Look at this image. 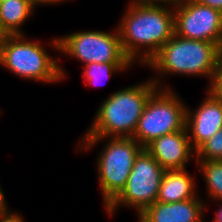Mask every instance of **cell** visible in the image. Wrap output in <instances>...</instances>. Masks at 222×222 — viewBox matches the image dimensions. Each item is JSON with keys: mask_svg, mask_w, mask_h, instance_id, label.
<instances>
[{"mask_svg": "<svg viewBox=\"0 0 222 222\" xmlns=\"http://www.w3.org/2000/svg\"><path fill=\"white\" fill-rule=\"evenodd\" d=\"M116 24L125 55L146 66L175 34L174 4L129 3Z\"/></svg>", "mask_w": 222, "mask_h": 222, "instance_id": "1", "label": "cell"}, {"mask_svg": "<svg viewBox=\"0 0 222 222\" xmlns=\"http://www.w3.org/2000/svg\"><path fill=\"white\" fill-rule=\"evenodd\" d=\"M221 59L222 49L216 43L186 39L174 34L145 67L155 73L150 78L158 88H171L163 78L174 74L205 77L210 81L208 88Z\"/></svg>", "mask_w": 222, "mask_h": 222, "instance_id": "2", "label": "cell"}, {"mask_svg": "<svg viewBox=\"0 0 222 222\" xmlns=\"http://www.w3.org/2000/svg\"><path fill=\"white\" fill-rule=\"evenodd\" d=\"M158 88L151 78L126 86L100 103L82 136L132 137L151 94Z\"/></svg>", "mask_w": 222, "mask_h": 222, "instance_id": "3", "label": "cell"}, {"mask_svg": "<svg viewBox=\"0 0 222 222\" xmlns=\"http://www.w3.org/2000/svg\"><path fill=\"white\" fill-rule=\"evenodd\" d=\"M100 142L105 144L95 166L105 209L125 188L135 159L144 148L132 137L81 136L75 152L90 151Z\"/></svg>", "mask_w": 222, "mask_h": 222, "instance_id": "4", "label": "cell"}, {"mask_svg": "<svg viewBox=\"0 0 222 222\" xmlns=\"http://www.w3.org/2000/svg\"><path fill=\"white\" fill-rule=\"evenodd\" d=\"M41 42L26 34L0 36V67L23 80L50 85L64 81L67 71L59 64V55L50 56Z\"/></svg>", "mask_w": 222, "mask_h": 222, "instance_id": "5", "label": "cell"}, {"mask_svg": "<svg viewBox=\"0 0 222 222\" xmlns=\"http://www.w3.org/2000/svg\"><path fill=\"white\" fill-rule=\"evenodd\" d=\"M186 106L173 88H157L148 99L132 138L145 148L160 136L184 130Z\"/></svg>", "mask_w": 222, "mask_h": 222, "instance_id": "6", "label": "cell"}, {"mask_svg": "<svg viewBox=\"0 0 222 222\" xmlns=\"http://www.w3.org/2000/svg\"><path fill=\"white\" fill-rule=\"evenodd\" d=\"M113 31L88 30L55 36L49 41L58 54L89 63L132 62L124 53L117 27Z\"/></svg>", "mask_w": 222, "mask_h": 222, "instance_id": "7", "label": "cell"}, {"mask_svg": "<svg viewBox=\"0 0 222 222\" xmlns=\"http://www.w3.org/2000/svg\"><path fill=\"white\" fill-rule=\"evenodd\" d=\"M164 173L165 169L144 148L135 159L125 188L104 209L106 215L113 217L119 207L132 208L140 215L157 201Z\"/></svg>", "mask_w": 222, "mask_h": 222, "instance_id": "8", "label": "cell"}, {"mask_svg": "<svg viewBox=\"0 0 222 222\" xmlns=\"http://www.w3.org/2000/svg\"><path fill=\"white\" fill-rule=\"evenodd\" d=\"M175 34L186 39L216 43L222 49V12L195 0L174 4Z\"/></svg>", "mask_w": 222, "mask_h": 222, "instance_id": "9", "label": "cell"}, {"mask_svg": "<svg viewBox=\"0 0 222 222\" xmlns=\"http://www.w3.org/2000/svg\"><path fill=\"white\" fill-rule=\"evenodd\" d=\"M205 91V98L195 110L186 106L185 128L194 150L222 128V100L209 89Z\"/></svg>", "mask_w": 222, "mask_h": 222, "instance_id": "10", "label": "cell"}, {"mask_svg": "<svg viewBox=\"0 0 222 222\" xmlns=\"http://www.w3.org/2000/svg\"><path fill=\"white\" fill-rule=\"evenodd\" d=\"M145 149L165 170L186 169L192 160L195 162L186 128L154 139Z\"/></svg>", "mask_w": 222, "mask_h": 222, "instance_id": "11", "label": "cell"}, {"mask_svg": "<svg viewBox=\"0 0 222 222\" xmlns=\"http://www.w3.org/2000/svg\"><path fill=\"white\" fill-rule=\"evenodd\" d=\"M207 204L199 195L172 203L156 201L138 215L137 219L138 222H206L204 214L208 209Z\"/></svg>", "mask_w": 222, "mask_h": 222, "instance_id": "12", "label": "cell"}, {"mask_svg": "<svg viewBox=\"0 0 222 222\" xmlns=\"http://www.w3.org/2000/svg\"><path fill=\"white\" fill-rule=\"evenodd\" d=\"M186 169L165 170L159 187L157 201L172 203L197 197L196 176Z\"/></svg>", "mask_w": 222, "mask_h": 222, "instance_id": "13", "label": "cell"}, {"mask_svg": "<svg viewBox=\"0 0 222 222\" xmlns=\"http://www.w3.org/2000/svg\"><path fill=\"white\" fill-rule=\"evenodd\" d=\"M36 6L30 0H5L0 3V36L25 35L24 23L32 17Z\"/></svg>", "mask_w": 222, "mask_h": 222, "instance_id": "14", "label": "cell"}, {"mask_svg": "<svg viewBox=\"0 0 222 222\" xmlns=\"http://www.w3.org/2000/svg\"><path fill=\"white\" fill-rule=\"evenodd\" d=\"M133 65L132 62L89 63L83 66V82L90 86L103 85L114 74L125 73L131 67L134 68Z\"/></svg>", "mask_w": 222, "mask_h": 222, "instance_id": "15", "label": "cell"}, {"mask_svg": "<svg viewBox=\"0 0 222 222\" xmlns=\"http://www.w3.org/2000/svg\"><path fill=\"white\" fill-rule=\"evenodd\" d=\"M195 168H199V173L205 182L206 191H204L207 200L214 203L222 202V160L213 161H195Z\"/></svg>", "mask_w": 222, "mask_h": 222, "instance_id": "16", "label": "cell"}, {"mask_svg": "<svg viewBox=\"0 0 222 222\" xmlns=\"http://www.w3.org/2000/svg\"><path fill=\"white\" fill-rule=\"evenodd\" d=\"M222 160V128L195 150V161Z\"/></svg>", "mask_w": 222, "mask_h": 222, "instance_id": "17", "label": "cell"}, {"mask_svg": "<svg viewBox=\"0 0 222 222\" xmlns=\"http://www.w3.org/2000/svg\"><path fill=\"white\" fill-rule=\"evenodd\" d=\"M207 89L222 100V59L217 66L212 83Z\"/></svg>", "mask_w": 222, "mask_h": 222, "instance_id": "18", "label": "cell"}, {"mask_svg": "<svg viewBox=\"0 0 222 222\" xmlns=\"http://www.w3.org/2000/svg\"><path fill=\"white\" fill-rule=\"evenodd\" d=\"M0 222H25L20 212L8 209H0Z\"/></svg>", "mask_w": 222, "mask_h": 222, "instance_id": "19", "label": "cell"}, {"mask_svg": "<svg viewBox=\"0 0 222 222\" xmlns=\"http://www.w3.org/2000/svg\"><path fill=\"white\" fill-rule=\"evenodd\" d=\"M199 4H202L204 6H209L213 9H216L220 12H222V0H195Z\"/></svg>", "mask_w": 222, "mask_h": 222, "instance_id": "20", "label": "cell"}, {"mask_svg": "<svg viewBox=\"0 0 222 222\" xmlns=\"http://www.w3.org/2000/svg\"><path fill=\"white\" fill-rule=\"evenodd\" d=\"M178 0H131L135 4H175Z\"/></svg>", "mask_w": 222, "mask_h": 222, "instance_id": "21", "label": "cell"}, {"mask_svg": "<svg viewBox=\"0 0 222 222\" xmlns=\"http://www.w3.org/2000/svg\"><path fill=\"white\" fill-rule=\"evenodd\" d=\"M36 7L38 6H47V5H55V4H61L65 1H71V0H30ZM73 1V0H72Z\"/></svg>", "mask_w": 222, "mask_h": 222, "instance_id": "22", "label": "cell"}, {"mask_svg": "<svg viewBox=\"0 0 222 222\" xmlns=\"http://www.w3.org/2000/svg\"><path fill=\"white\" fill-rule=\"evenodd\" d=\"M7 198L0 184V209H8Z\"/></svg>", "mask_w": 222, "mask_h": 222, "instance_id": "23", "label": "cell"}, {"mask_svg": "<svg viewBox=\"0 0 222 222\" xmlns=\"http://www.w3.org/2000/svg\"><path fill=\"white\" fill-rule=\"evenodd\" d=\"M220 205H221V207H219V209H216L214 211L215 216H214V218H213L214 220H212V222H222V203ZM206 222H210V220L206 221Z\"/></svg>", "mask_w": 222, "mask_h": 222, "instance_id": "24", "label": "cell"}]
</instances>
